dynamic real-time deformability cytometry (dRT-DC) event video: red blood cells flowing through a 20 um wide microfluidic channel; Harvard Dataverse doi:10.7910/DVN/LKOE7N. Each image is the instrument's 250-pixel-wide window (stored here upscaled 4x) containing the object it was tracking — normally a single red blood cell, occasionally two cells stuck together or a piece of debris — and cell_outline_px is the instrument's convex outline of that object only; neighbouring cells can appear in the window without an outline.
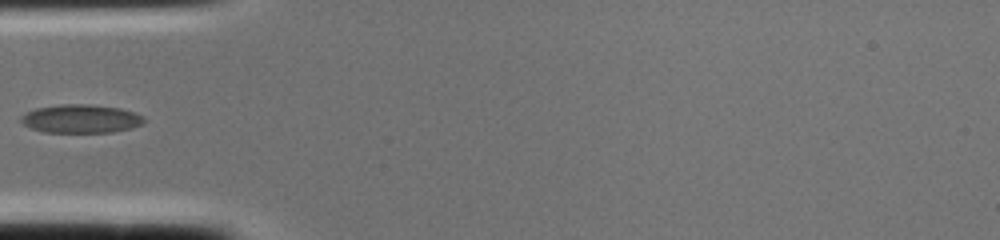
{"species": "common noctule bat (a hibernating species)", "species_latin": "Nyctalus noctula", "temperature_condition": "cold", "stored_images_in_passage": 2, "camera_frame_rate_fps": 3000, "um_per_image_px": 0.085, "animal": {"sex": "female", "body_mass_g": 22.0, "forearm_length_mm": 56.7}, "frame": {"image": 1, "passage_image": 2, "time_ms": 0.333, "image_size_px": [1000, 240], "cell_outline_px": [[144, 124], [132, 128], [112, 132], [44, 132], [32, 128], [24, 124], [20, 120], [20, 116], [24, 112], [36, 108], [60, 104], [92, 104], [120, 108], [136, 112], [144, 116]], "centroid_in_image_um": [6.9, 10.08], "position_along_channel_um": 78.1, "area_um2": 20.63}}